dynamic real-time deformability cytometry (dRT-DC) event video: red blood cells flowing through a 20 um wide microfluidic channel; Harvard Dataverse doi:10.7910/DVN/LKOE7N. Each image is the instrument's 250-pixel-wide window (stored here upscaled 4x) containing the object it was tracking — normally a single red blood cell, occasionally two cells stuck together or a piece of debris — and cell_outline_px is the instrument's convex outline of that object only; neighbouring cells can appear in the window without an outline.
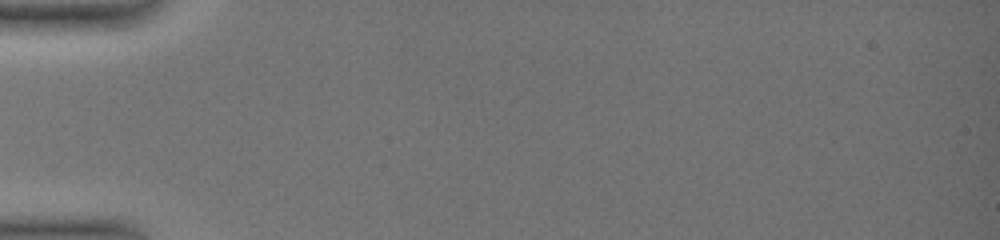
{"species": "common noctule bat (a hibernating species)", "species_latin": "Nyctalus noctula", "temperature_condition": "warm", "stored_images_in_passage": 1, "camera_frame_rate_fps": 3000, "um_per_image_px": 0.085, "animal": {"sex": "female", "body_mass_g": 19.0, "forearm_length_mm": 51.5}, "frame": {"image": 1, "passage_image": 1, "time_ms": 0.0, "image_size_px": [1000, 240], "cell_outline_px": [[204, 180], [200, 184], [192, 188], [156, 168], [152, 160], [164, 136], [180, 132]], "centroid_in_image_um": [15.08, 13.66], "position_along_channel_um": 69.9, "area_um2": 11.68}}